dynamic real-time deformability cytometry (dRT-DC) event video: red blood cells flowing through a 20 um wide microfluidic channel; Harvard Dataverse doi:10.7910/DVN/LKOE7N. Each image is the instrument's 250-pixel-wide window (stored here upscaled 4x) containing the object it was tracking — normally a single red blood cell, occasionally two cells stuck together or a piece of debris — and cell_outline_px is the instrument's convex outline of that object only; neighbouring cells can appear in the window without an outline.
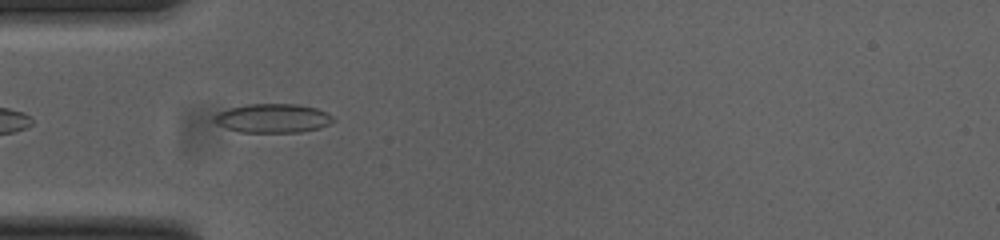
{"species": "common noctule bat (a hibernating species)", "species_latin": "Nyctalus noctula", "temperature_condition": "cold", "stored_images_in_passage": 37, "camera_frame_rate_fps": 3000, "um_per_image_px": 0.085, "animal": {"sex": "female", "body_mass_g": 23.0, "forearm_length_mm": 53.4}, "frame": {"image": 1, "passage_image": 3, "time_ms": 0.667, "image_size_px": [1000, 240], "cell_outline_px": [[336, 120], [320, 128], [300, 132], [240, 132], [228, 128], [212, 120], [212, 116], [228, 108], [248, 104], [296, 104], [316, 108], [332, 116]], "centroid_in_image_um": [23.19, 10.05], "position_along_channel_um": 61.8, "area_um2": 19.94}}
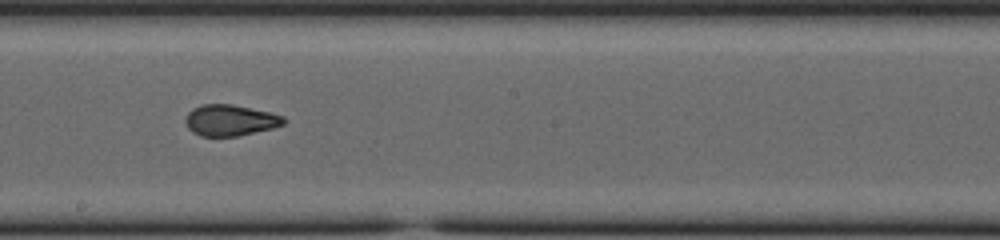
{"frame": {"image": 2, "passage_image": 16, "time_ms": 5.0, "image_size_px": [1000, 240], "cell_outline_px": [[288, 120], [284, 124], [272, 128], [236, 136], [200, 136], [192, 132], [188, 128], [184, 120], [188, 112], [192, 108], [200, 104], [232, 104], [272, 112], [284, 116]], "centroid_in_image_um": [19.57, 10.21], "position_along_channel_um": 228.6, "area_um2": 18.03}}
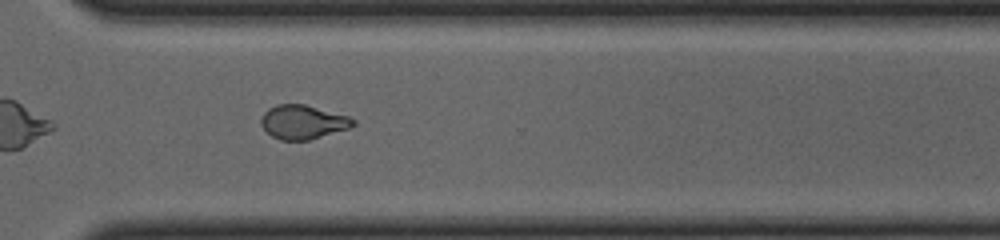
{"frame": {"image": 3, "passage_image": 25, "time_ms": 8.0, "image_size_px": [1000, 240], "cell_outline_px": [[356, 124], [348, 128], [308, 140], [280, 140], [272, 136], [260, 124], [260, 120], [264, 112], [268, 108], [276, 104], [304, 104], [348, 116], [356, 120]], "centroid_in_image_um": [25.72, 10.36], "position_along_channel_um": 344.9, "area_um2": 18.09}, "authors_computed_cell_mechanics": {"area_um2": 18.3804, "velocity_mm_per_s": 3.8735, "shape_relaxation_time_tau1_ms": 5.9909, "shape_relaxation_time_tau2_ms": 1.3045, "deformation_change_tau1": 0.1972, "deformation_change_tau2": 0.0762}}